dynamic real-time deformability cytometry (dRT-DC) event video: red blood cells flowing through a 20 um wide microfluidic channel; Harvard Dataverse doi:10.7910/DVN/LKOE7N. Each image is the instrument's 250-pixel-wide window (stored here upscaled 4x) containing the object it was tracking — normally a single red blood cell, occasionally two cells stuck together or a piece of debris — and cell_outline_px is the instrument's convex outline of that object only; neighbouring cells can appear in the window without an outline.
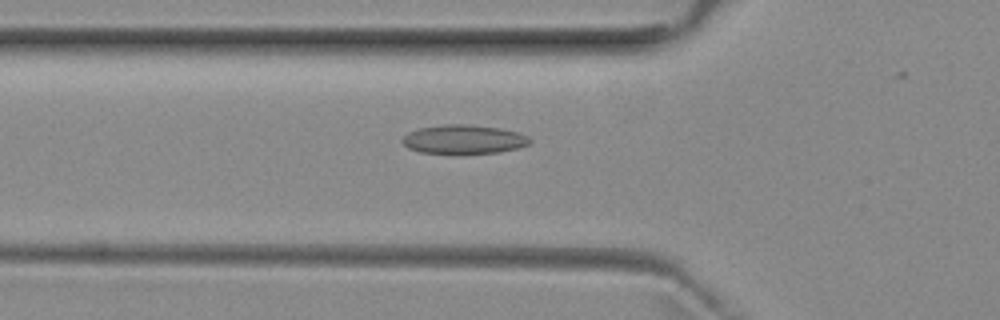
{"species": "common noctule bat (a hibernating species)", "species_latin": "Nyctalus noctula", "temperature_condition": "room temperature", "stored_images_in_passage": 36, "camera_frame_rate_fps": 3000, "um_per_image_px": 0.085, "animal": {"sex": "female", "body_mass_g": 29.2, "forearm_length_mm": 56.3}, "frame": {"image": 1, "passage_image": 8, "time_ms": 2.333, "image_size_px": [1000, 320], "cell_outline_px": [[532, 140], [528, 144], [516, 148], [500, 152], [420, 152], [408, 148], [400, 140], [408, 132], [420, 128], [444, 124], [468, 124], [500, 128], [520, 132], [528, 136]], "centroid_in_image_um": [39.43, 11.81], "position_along_channel_um": 86.4, "area_um2": 21.15}}
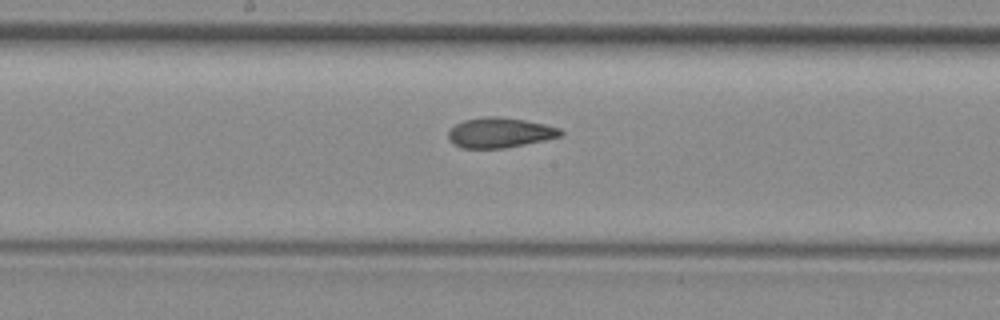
{"frame": {"image": 2, "passage_image": 17, "time_ms": 5.333, "image_size_px": [1000, 320], "cell_outline_px": [[564, 136], [504, 148], [460, 148], [452, 144], [448, 136], [448, 132], [456, 124], [464, 120], [484, 116], [496, 116], [524, 120], [544, 124], [560, 128], [564, 132]], "centroid_in_image_um": [42.49, 11.28], "position_along_channel_um": 205.7, "area_um2": 19.71}}
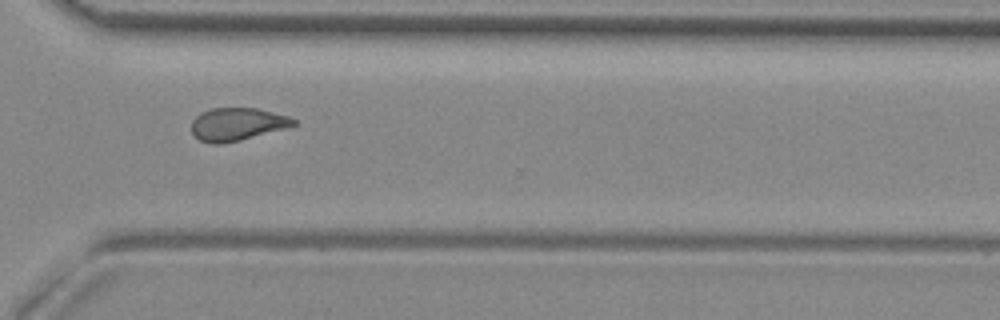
{"frame": {"image": 3, "passage_image": 28, "time_ms": 9.0, "image_size_px": [1000, 320], "cell_outline_px": [[296, 124], [288, 128], [240, 140], [220, 144], [212, 144], [200, 140], [192, 132], [192, 120], [200, 112], [212, 108], [256, 108], [288, 116], [296, 120]], "centroid_in_image_um": [20.16, 10.56], "position_along_channel_um": 350.4, "area_um2": 19.48}, "authors_computed_cell_mechanics": {"area_um2": 19.8543, "velocity_mm_per_s": 3.9484, "shape_relaxation_time_tau1_ms": null, "shape_relaxation_time_tau2_ms": 2.6748, "deformation_change_tau1": null, "deformation_change_tau2": 0.0885}}